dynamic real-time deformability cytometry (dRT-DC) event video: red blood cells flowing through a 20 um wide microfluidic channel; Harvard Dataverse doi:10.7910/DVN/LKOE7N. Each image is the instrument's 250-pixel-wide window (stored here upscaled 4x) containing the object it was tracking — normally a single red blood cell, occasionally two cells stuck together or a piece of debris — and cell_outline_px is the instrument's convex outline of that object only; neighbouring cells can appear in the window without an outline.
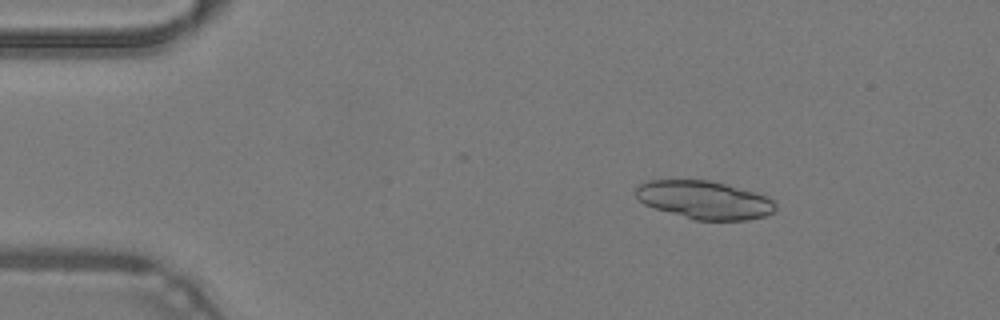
{"species": "common noctule bat (a hibernating species)", "species_latin": "Nyctalus noctula", "temperature_condition": "warm", "stored_images_in_passage": 48, "segment_of_instrument_passage": [1, 2], "camera_frame_rate_fps": 3000, "um_per_image_px": 0.085, "animal": {"sex": "male", "body_mass_g": 19.2, "forearm_length_mm": 51.8}, "frame": {"image": 1, "passage_image": 8, "time_ms": 2.333, "image_size_px": [1000, 320], "cell_outline_px": [[776, 208], [772, 212], [764, 216], [748, 220], [696, 220], [656, 208], [644, 204], [636, 196], [636, 188], [640, 184], [648, 180], [708, 180], [728, 184], [756, 192], [768, 196], [776, 204]], "centroid_in_image_um": [59.91, 16.98], "position_along_channel_um": 25.1, "area_um2": 30.92}}